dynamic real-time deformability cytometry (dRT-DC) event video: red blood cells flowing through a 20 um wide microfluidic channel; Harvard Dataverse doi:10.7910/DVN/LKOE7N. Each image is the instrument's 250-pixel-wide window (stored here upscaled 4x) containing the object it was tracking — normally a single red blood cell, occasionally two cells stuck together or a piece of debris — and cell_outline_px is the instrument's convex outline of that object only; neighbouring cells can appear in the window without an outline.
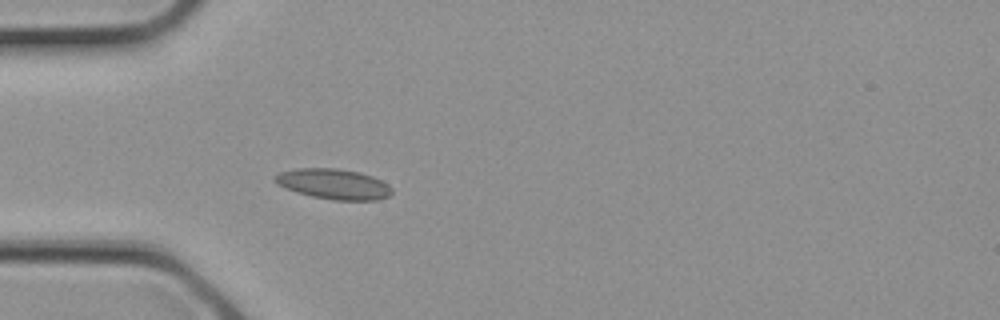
{"species": "common noctule bat (a hibernating species)", "species_latin": "Nyctalus noctula", "temperature_condition": "cold", "stored_images_in_passage": 6, "camera_frame_rate_fps": 3000, "um_per_image_px": 0.085, "animal": {"sex": "female", "body_mass_g": 21.9}, "frame": {"image": 1, "passage_image": 4, "time_ms": 1.0, "image_size_px": [1000, 320], "cell_outline_px": [[392, 192], [388, 196], [376, 200], [332, 200], [312, 196], [296, 192], [276, 184], [272, 180], [280, 172], [296, 168], [336, 168], [360, 172], [372, 176], [388, 184], [392, 188]], "centroid_in_image_um": [28.35, 15.64], "position_along_channel_um": 56.7, "area_um2": 20.69}}
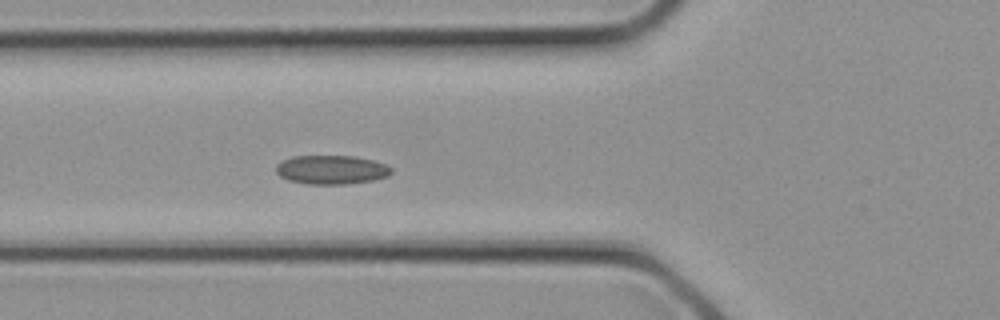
{"frame": {"image": 2, "passage_image": 6, "time_ms": 1.667, "image_size_px": [1000, 320], "cell_outline_px": [[392, 172], [388, 176], [372, 180], [344, 184], [308, 184], [288, 180], [280, 176], [276, 172], [276, 164], [280, 160], [292, 156], [356, 156], [372, 160], [384, 164], [392, 168]], "centroid_in_image_um": [28.13, 14.42], "position_along_channel_um": 97.7, "area_um2": 19.48}}